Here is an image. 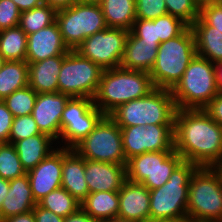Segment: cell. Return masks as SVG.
Wrapping results in <instances>:
<instances>
[{"instance_id": "7c38bea8", "label": "cell", "mask_w": 222, "mask_h": 222, "mask_svg": "<svg viewBox=\"0 0 222 222\" xmlns=\"http://www.w3.org/2000/svg\"><path fill=\"white\" fill-rule=\"evenodd\" d=\"M182 161V156L175 150L136 155L127 160L126 179L153 190L166 183Z\"/></svg>"}, {"instance_id": "681fc988", "label": "cell", "mask_w": 222, "mask_h": 222, "mask_svg": "<svg viewBox=\"0 0 222 222\" xmlns=\"http://www.w3.org/2000/svg\"><path fill=\"white\" fill-rule=\"evenodd\" d=\"M216 81L219 93H222V61L215 64Z\"/></svg>"}, {"instance_id": "5b68a950", "label": "cell", "mask_w": 222, "mask_h": 222, "mask_svg": "<svg viewBox=\"0 0 222 222\" xmlns=\"http://www.w3.org/2000/svg\"><path fill=\"white\" fill-rule=\"evenodd\" d=\"M171 93L177 109H203L219 93L215 64L196 54Z\"/></svg>"}, {"instance_id": "db71d44e", "label": "cell", "mask_w": 222, "mask_h": 222, "mask_svg": "<svg viewBox=\"0 0 222 222\" xmlns=\"http://www.w3.org/2000/svg\"><path fill=\"white\" fill-rule=\"evenodd\" d=\"M216 168L219 170V172L221 173V176H222V161Z\"/></svg>"}, {"instance_id": "e575fe53", "label": "cell", "mask_w": 222, "mask_h": 222, "mask_svg": "<svg viewBox=\"0 0 222 222\" xmlns=\"http://www.w3.org/2000/svg\"><path fill=\"white\" fill-rule=\"evenodd\" d=\"M153 21L157 24V38H159L160 43L181 35L189 27L182 19L169 14Z\"/></svg>"}, {"instance_id": "9a60e30c", "label": "cell", "mask_w": 222, "mask_h": 222, "mask_svg": "<svg viewBox=\"0 0 222 222\" xmlns=\"http://www.w3.org/2000/svg\"><path fill=\"white\" fill-rule=\"evenodd\" d=\"M71 97L60 92L37 94L31 113L41 133L47 134L56 141L61 133V117L65 105Z\"/></svg>"}, {"instance_id": "9c48e42d", "label": "cell", "mask_w": 222, "mask_h": 222, "mask_svg": "<svg viewBox=\"0 0 222 222\" xmlns=\"http://www.w3.org/2000/svg\"><path fill=\"white\" fill-rule=\"evenodd\" d=\"M103 69L76 50L66 53L58 75V92L70 97L94 98Z\"/></svg>"}, {"instance_id": "60d3db41", "label": "cell", "mask_w": 222, "mask_h": 222, "mask_svg": "<svg viewBox=\"0 0 222 222\" xmlns=\"http://www.w3.org/2000/svg\"><path fill=\"white\" fill-rule=\"evenodd\" d=\"M13 118V114L8 110L5 103L0 100V143H8Z\"/></svg>"}, {"instance_id": "8992f818", "label": "cell", "mask_w": 222, "mask_h": 222, "mask_svg": "<svg viewBox=\"0 0 222 222\" xmlns=\"http://www.w3.org/2000/svg\"><path fill=\"white\" fill-rule=\"evenodd\" d=\"M188 192V222H222V176L216 167H198Z\"/></svg>"}, {"instance_id": "ffe728a7", "label": "cell", "mask_w": 222, "mask_h": 222, "mask_svg": "<svg viewBox=\"0 0 222 222\" xmlns=\"http://www.w3.org/2000/svg\"><path fill=\"white\" fill-rule=\"evenodd\" d=\"M85 159L73 148H62L61 187L68 191L78 202L89 194L85 180Z\"/></svg>"}, {"instance_id": "f35d334b", "label": "cell", "mask_w": 222, "mask_h": 222, "mask_svg": "<svg viewBox=\"0 0 222 222\" xmlns=\"http://www.w3.org/2000/svg\"><path fill=\"white\" fill-rule=\"evenodd\" d=\"M21 11L12 0H0V31L19 26Z\"/></svg>"}, {"instance_id": "ee69618b", "label": "cell", "mask_w": 222, "mask_h": 222, "mask_svg": "<svg viewBox=\"0 0 222 222\" xmlns=\"http://www.w3.org/2000/svg\"><path fill=\"white\" fill-rule=\"evenodd\" d=\"M64 222H99V221L90 217L86 212H84L80 208L75 213L65 217Z\"/></svg>"}, {"instance_id": "bcb514c9", "label": "cell", "mask_w": 222, "mask_h": 222, "mask_svg": "<svg viewBox=\"0 0 222 222\" xmlns=\"http://www.w3.org/2000/svg\"><path fill=\"white\" fill-rule=\"evenodd\" d=\"M2 222H36L33 211L6 218Z\"/></svg>"}, {"instance_id": "8d00e7d4", "label": "cell", "mask_w": 222, "mask_h": 222, "mask_svg": "<svg viewBox=\"0 0 222 222\" xmlns=\"http://www.w3.org/2000/svg\"><path fill=\"white\" fill-rule=\"evenodd\" d=\"M166 14L165 0H136V18L154 20Z\"/></svg>"}, {"instance_id": "b9f144b4", "label": "cell", "mask_w": 222, "mask_h": 222, "mask_svg": "<svg viewBox=\"0 0 222 222\" xmlns=\"http://www.w3.org/2000/svg\"><path fill=\"white\" fill-rule=\"evenodd\" d=\"M203 111L217 124L222 126V93H218L204 108Z\"/></svg>"}, {"instance_id": "f546056e", "label": "cell", "mask_w": 222, "mask_h": 222, "mask_svg": "<svg viewBox=\"0 0 222 222\" xmlns=\"http://www.w3.org/2000/svg\"><path fill=\"white\" fill-rule=\"evenodd\" d=\"M57 10L45 3L31 10L21 12L19 27L29 35L56 21Z\"/></svg>"}, {"instance_id": "d6a6232c", "label": "cell", "mask_w": 222, "mask_h": 222, "mask_svg": "<svg viewBox=\"0 0 222 222\" xmlns=\"http://www.w3.org/2000/svg\"><path fill=\"white\" fill-rule=\"evenodd\" d=\"M26 174L13 144L0 143V177L12 180Z\"/></svg>"}, {"instance_id": "4316f807", "label": "cell", "mask_w": 222, "mask_h": 222, "mask_svg": "<svg viewBox=\"0 0 222 222\" xmlns=\"http://www.w3.org/2000/svg\"><path fill=\"white\" fill-rule=\"evenodd\" d=\"M108 28L131 31L136 18V0H101L99 2Z\"/></svg>"}, {"instance_id": "f907efd6", "label": "cell", "mask_w": 222, "mask_h": 222, "mask_svg": "<svg viewBox=\"0 0 222 222\" xmlns=\"http://www.w3.org/2000/svg\"><path fill=\"white\" fill-rule=\"evenodd\" d=\"M105 222H133V221H130V220H126V219H121V218H114V219H111V220H108V221H105Z\"/></svg>"}, {"instance_id": "3957f363", "label": "cell", "mask_w": 222, "mask_h": 222, "mask_svg": "<svg viewBox=\"0 0 222 222\" xmlns=\"http://www.w3.org/2000/svg\"><path fill=\"white\" fill-rule=\"evenodd\" d=\"M197 165L182 161L169 180L150 192L149 222L188 221L189 183Z\"/></svg>"}, {"instance_id": "5bb4252c", "label": "cell", "mask_w": 222, "mask_h": 222, "mask_svg": "<svg viewBox=\"0 0 222 222\" xmlns=\"http://www.w3.org/2000/svg\"><path fill=\"white\" fill-rule=\"evenodd\" d=\"M126 161L146 152L174 151V125L120 127Z\"/></svg>"}, {"instance_id": "30bf717a", "label": "cell", "mask_w": 222, "mask_h": 222, "mask_svg": "<svg viewBox=\"0 0 222 222\" xmlns=\"http://www.w3.org/2000/svg\"><path fill=\"white\" fill-rule=\"evenodd\" d=\"M87 160L126 164L121 128L105 115L94 130L73 148Z\"/></svg>"}, {"instance_id": "11a10c76", "label": "cell", "mask_w": 222, "mask_h": 222, "mask_svg": "<svg viewBox=\"0 0 222 222\" xmlns=\"http://www.w3.org/2000/svg\"><path fill=\"white\" fill-rule=\"evenodd\" d=\"M200 2H204V1H212L214 2V0H199Z\"/></svg>"}, {"instance_id": "f1b7e54d", "label": "cell", "mask_w": 222, "mask_h": 222, "mask_svg": "<svg viewBox=\"0 0 222 222\" xmlns=\"http://www.w3.org/2000/svg\"><path fill=\"white\" fill-rule=\"evenodd\" d=\"M27 35L19 27L0 31V53L7 61H25Z\"/></svg>"}, {"instance_id": "83f0119b", "label": "cell", "mask_w": 222, "mask_h": 222, "mask_svg": "<svg viewBox=\"0 0 222 222\" xmlns=\"http://www.w3.org/2000/svg\"><path fill=\"white\" fill-rule=\"evenodd\" d=\"M28 86V63L6 61L0 69V100Z\"/></svg>"}, {"instance_id": "44dd1931", "label": "cell", "mask_w": 222, "mask_h": 222, "mask_svg": "<svg viewBox=\"0 0 222 222\" xmlns=\"http://www.w3.org/2000/svg\"><path fill=\"white\" fill-rule=\"evenodd\" d=\"M159 45L160 42L144 41L129 31L120 67L150 73L155 64Z\"/></svg>"}, {"instance_id": "d590c367", "label": "cell", "mask_w": 222, "mask_h": 222, "mask_svg": "<svg viewBox=\"0 0 222 222\" xmlns=\"http://www.w3.org/2000/svg\"><path fill=\"white\" fill-rule=\"evenodd\" d=\"M36 134H41V132L32 115L14 117L8 143L14 144L16 141L29 138Z\"/></svg>"}, {"instance_id": "4dcf8cb0", "label": "cell", "mask_w": 222, "mask_h": 222, "mask_svg": "<svg viewBox=\"0 0 222 222\" xmlns=\"http://www.w3.org/2000/svg\"><path fill=\"white\" fill-rule=\"evenodd\" d=\"M37 204L63 218L75 213L81 208L80 202L62 187L50 192Z\"/></svg>"}, {"instance_id": "ac0fdd59", "label": "cell", "mask_w": 222, "mask_h": 222, "mask_svg": "<svg viewBox=\"0 0 222 222\" xmlns=\"http://www.w3.org/2000/svg\"><path fill=\"white\" fill-rule=\"evenodd\" d=\"M118 195V218L133 222H149L150 192L146 186L126 179Z\"/></svg>"}, {"instance_id": "74e56055", "label": "cell", "mask_w": 222, "mask_h": 222, "mask_svg": "<svg viewBox=\"0 0 222 222\" xmlns=\"http://www.w3.org/2000/svg\"><path fill=\"white\" fill-rule=\"evenodd\" d=\"M199 17L209 26L222 31V4L220 2H200Z\"/></svg>"}, {"instance_id": "6da1fadb", "label": "cell", "mask_w": 222, "mask_h": 222, "mask_svg": "<svg viewBox=\"0 0 222 222\" xmlns=\"http://www.w3.org/2000/svg\"><path fill=\"white\" fill-rule=\"evenodd\" d=\"M174 150L198 167H217L222 161V126L203 109H177Z\"/></svg>"}, {"instance_id": "ba28073f", "label": "cell", "mask_w": 222, "mask_h": 222, "mask_svg": "<svg viewBox=\"0 0 222 222\" xmlns=\"http://www.w3.org/2000/svg\"><path fill=\"white\" fill-rule=\"evenodd\" d=\"M56 22L64 43L75 50L86 38L108 28L99 3L75 4L57 10Z\"/></svg>"}, {"instance_id": "cb8c5ba5", "label": "cell", "mask_w": 222, "mask_h": 222, "mask_svg": "<svg viewBox=\"0 0 222 222\" xmlns=\"http://www.w3.org/2000/svg\"><path fill=\"white\" fill-rule=\"evenodd\" d=\"M13 145L26 173L58 148L57 141L44 133L16 141Z\"/></svg>"}, {"instance_id": "7402d4cb", "label": "cell", "mask_w": 222, "mask_h": 222, "mask_svg": "<svg viewBox=\"0 0 222 222\" xmlns=\"http://www.w3.org/2000/svg\"><path fill=\"white\" fill-rule=\"evenodd\" d=\"M36 204L27 173L9 180V190L0 208V222L8 217L32 211Z\"/></svg>"}, {"instance_id": "816d5d0a", "label": "cell", "mask_w": 222, "mask_h": 222, "mask_svg": "<svg viewBox=\"0 0 222 222\" xmlns=\"http://www.w3.org/2000/svg\"><path fill=\"white\" fill-rule=\"evenodd\" d=\"M101 0H78V2L82 3H99Z\"/></svg>"}, {"instance_id": "d6986e66", "label": "cell", "mask_w": 222, "mask_h": 222, "mask_svg": "<svg viewBox=\"0 0 222 222\" xmlns=\"http://www.w3.org/2000/svg\"><path fill=\"white\" fill-rule=\"evenodd\" d=\"M85 180L89 194L119 191L126 180V164L107 163L85 159Z\"/></svg>"}, {"instance_id": "8fae6325", "label": "cell", "mask_w": 222, "mask_h": 222, "mask_svg": "<svg viewBox=\"0 0 222 222\" xmlns=\"http://www.w3.org/2000/svg\"><path fill=\"white\" fill-rule=\"evenodd\" d=\"M104 116L92 98L71 97L62 113L58 147L74 148L94 130Z\"/></svg>"}, {"instance_id": "f6af8a7d", "label": "cell", "mask_w": 222, "mask_h": 222, "mask_svg": "<svg viewBox=\"0 0 222 222\" xmlns=\"http://www.w3.org/2000/svg\"><path fill=\"white\" fill-rule=\"evenodd\" d=\"M21 12L31 10L43 4V0H12Z\"/></svg>"}, {"instance_id": "d4e9b609", "label": "cell", "mask_w": 222, "mask_h": 222, "mask_svg": "<svg viewBox=\"0 0 222 222\" xmlns=\"http://www.w3.org/2000/svg\"><path fill=\"white\" fill-rule=\"evenodd\" d=\"M190 27L195 38L196 54L213 64L222 61V31L209 26L200 17Z\"/></svg>"}, {"instance_id": "e0dca14e", "label": "cell", "mask_w": 222, "mask_h": 222, "mask_svg": "<svg viewBox=\"0 0 222 222\" xmlns=\"http://www.w3.org/2000/svg\"><path fill=\"white\" fill-rule=\"evenodd\" d=\"M70 49L64 43L59 26L53 24L27 35L26 62L35 63L56 55H66Z\"/></svg>"}, {"instance_id": "7bdbcfd3", "label": "cell", "mask_w": 222, "mask_h": 222, "mask_svg": "<svg viewBox=\"0 0 222 222\" xmlns=\"http://www.w3.org/2000/svg\"><path fill=\"white\" fill-rule=\"evenodd\" d=\"M36 222H64L63 217L56 215L52 211L40 207L38 204L33 208Z\"/></svg>"}, {"instance_id": "4fadbf2b", "label": "cell", "mask_w": 222, "mask_h": 222, "mask_svg": "<svg viewBox=\"0 0 222 222\" xmlns=\"http://www.w3.org/2000/svg\"><path fill=\"white\" fill-rule=\"evenodd\" d=\"M129 31L107 28L86 38L75 50L103 70L120 67Z\"/></svg>"}, {"instance_id": "2e32d148", "label": "cell", "mask_w": 222, "mask_h": 222, "mask_svg": "<svg viewBox=\"0 0 222 222\" xmlns=\"http://www.w3.org/2000/svg\"><path fill=\"white\" fill-rule=\"evenodd\" d=\"M33 198L38 203L53 190L61 187L62 147H58L36 167L27 172Z\"/></svg>"}, {"instance_id": "277c9868", "label": "cell", "mask_w": 222, "mask_h": 222, "mask_svg": "<svg viewBox=\"0 0 222 222\" xmlns=\"http://www.w3.org/2000/svg\"><path fill=\"white\" fill-rule=\"evenodd\" d=\"M176 110L171 90L155 88L144 97L118 106L109 116L119 127L174 125Z\"/></svg>"}, {"instance_id": "f5cc1de1", "label": "cell", "mask_w": 222, "mask_h": 222, "mask_svg": "<svg viewBox=\"0 0 222 222\" xmlns=\"http://www.w3.org/2000/svg\"><path fill=\"white\" fill-rule=\"evenodd\" d=\"M6 59L3 57V55L0 53V69L4 66L6 63Z\"/></svg>"}, {"instance_id": "484cf974", "label": "cell", "mask_w": 222, "mask_h": 222, "mask_svg": "<svg viewBox=\"0 0 222 222\" xmlns=\"http://www.w3.org/2000/svg\"><path fill=\"white\" fill-rule=\"evenodd\" d=\"M80 205L84 212L99 222L114 219L119 212L118 191L90 193Z\"/></svg>"}, {"instance_id": "9f6ffc18", "label": "cell", "mask_w": 222, "mask_h": 222, "mask_svg": "<svg viewBox=\"0 0 222 222\" xmlns=\"http://www.w3.org/2000/svg\"><path fill=\"white\" fill-rule=\"evenodd\" d=\"M171 222H187V221H171Z\"/></svg>"}, {"instance_id": "1f68e13d", "label": "cell", "mask_w": 222, "mask_h": 222, "mask_svg": "<svg viewBox=\"0 0 222 222\" xmlns=\"http://www.w3.org/2000/svg\"><path fill=\"white\" fill-rule=\"evenodd\" d=\"M37 94L38 93L28 85L23 89L14 91L2 101L13 114V117L31 115Z\"/></svg>"}, {"instance_id": "836d02e7", "label": "cell", "mask_w": 222, "mask_h": 222, "mask_svg": "<svg viewBox=\"0 0 222 222\" xmlns=\"http://www.w3.org/2000/svg\"><path fill=\"white\" fill-rule=\"evenodd\" d=\"M167 13L182 19L191 26L199 17V0H165Z\"/></svg>"}, {"instance_id": "ab89813d", "label": "cell", "mask_w": 222, "mask_h": 222, "mask_svg": "<svg viewBox=\"0 0 222 222\" xmlns=\"http://www.w3.org/2000/svg\"><path fill=\"white\" fill-rule=\"evenodd\" d=\"M131 31L144 41L159 42V38H157V24L153 20L137 18Z\"/></svg>"}, {"instance_id": "603a6c76", "label": "cell", "mask_w": 222, "mask_h": 222, "mask_svg": "<svg viewBox=\"0 0 222 222\" xmlns=\"http://www.w3.org/2000/svg\"><path fill=\"white\" fill-rule=\"evenodd\" d=\"M66 55L28 63V85L39 93L58 92V75Z\"/></svg>"}, {"instance_id": "7a4b0ae2", "label": "cell", "mask_w": 222, "mask_h": 222, "mask_svg": "<svg viewBox=\"0 0 222 222\" xmlns=\"http://www.w3.org/2000/svg\"><path fill=\"white\" fill-rule=\"evenodd\" d=\"M154 89L148 72L112 68L103 71L93 103L104 115H109L118 106L144 97Z\"/></svg>"}, {"instance_id": "c3c4849f", "label": "cell", "mask_w": 222, "mask_h": 222, "mask_svg": "<svg viewBox=\"0 0 222 222\" xmlns=\"http://www.w3.org/2000/svg\"><path fill=\"white\" fill-rule=\"evenodd\" d=\"M9 190V180L0 177V208Z\"/></svg>"}, {"instance_id": "52a82bcc", "label": "cell", "mask_w": 222, "mask_h": 222, "mask_svg": "<svg viewBox=\"0 0 222 222\" xmlns=\"http://www.w3.org/2000/svg\"><path fill=\"white\" fill-rule=\"evenodd\" d=\"M195 55V38L190 26L181 35L160 43L149 73L155 88L172 90Z\"/></svg>"}, {"instance_id": "7dc6e473", "label": "cell", "mask_w": 222, "mask_h": 222, "mask_svg": "<svg viewBox=\"0 0 222 222\" xmlns=\"http://www.w3.org/2000/svg\"><path fill=\"white\" fill-rule=\"evenodd\" d=\"M43 2L56 10H59L75 4L78 0H43Z\"/></svg>"}]
</instances>
